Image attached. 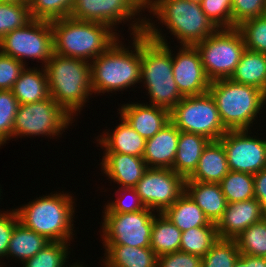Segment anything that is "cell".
<instances>
[{"label": "cell", "mask_w": 266, "mask_h": 267, "mask_svg": "<svg viewBox=\"0 0 266 267\" xmlns=\"http://www.w3.org/2000/svg\"><path fill=\"white\" fill-rule=\"evenodd\" d=\"M44 68L50 96L75 120L93 95L90 63L53 53Z\"/></svg>", "instance_id": "cell-4"}, {"label": "cell", "mask_w": 266, "mask_h": 267, "mask_svg": "<svg viewBox=\"0 0 266 267\" xmlns=\"http://www.w3.org/2000/svg\"><path fill=\"white\" fill-rule=\"evenodd\" d=\"M25 67L11 91L19 104L39 102L50 97L45 68Z\"/></svg>", "instance_id": "cell-25"}, {"label": "cell", "mask_w": 266, "mask_h": 267, "mask_svg": "<svg viewBox=\"0 0 266 267\" xmlns=\"http://www.w3.org/2000/svg\"><path fill=\"white\" fill-rule=\"evenodd\" d=\"M228 172L226 153L221 141H209L203 149L196 170L185 181L220 183Z\"/></svg>", "instance_id": "cell-22"}, {"label": "cell", "mask_w": 266, "mask_h": 267, "mask_svg": "<svg viewBox=\"0 0 266 267\" xmlns=\"http://www.w3.org/2000/svg\"><path fill=\"white\" fill-rule=\"evenodd\" d=\"M104 267H157L158 256L151 247L103 245Z\"/></svg>", "instance_id": "cell-24"}, {"label": "cell", "mask_w": 266, "mask_h": 267, "mask_svg": "<svg viewBox=\"0 0 266 267\" xmlns=\"http://www.w3.org/2000/svg\"><path fill=\"white\" fill-rule=\"evenodd\" d=\"M194 46L210 81L230 79L246 49L243 36L237 28L217 29Z\"/></svg>", "instance_id": "cell-7"}, {"label": "cell", "mask_w": 266, "mask_h": 267, "mask_svg": "<svg viewBox=\"0 0 266 267\" xmlns=\"http://www.w3.org/2000/svg\"><path fill=\"white\" fill-rule=\"evenodd\" d=\"M0 52L25 66L28 65L26 59H35L44 67L54 53L51 22L32 19L24 27L7 33L0 39Z\"/></svg>", "instance_id": "cell-11"}, {"label": "cell", "mask_w": 266, "mask_h": 267, "mask_svg": "<svg viewBox=\"0 0 266 267\" xmlns=\"http://www.w3.org/2000/svg\"><path fill=\"white\" fill-rule=\"evenodd\" d=\"M185 192L202 209L210 222L217 224L227 206L219 183L185 181Z\"/></svg>", "instance_id": "cell-23"}, {"label": "cell", "mask_w": 266, "mask_h": 267, "mask_svg": "<svg viewBox=\"0 0 266 267\" xmlns=\"http://www.w3.org/2000/svg\"><path fill=\"white\" fill-rule=\"evenodd\" d=\"M32 20L28 4L0 2V39Z\"/></svg>", "instance_id": "cell-38"}, {"label": "cell", "mask_w": 266, "mask_h": 267, "mask_svg": "<svg viewBox=\"0 0 266 267\" xmlns=\"http://www.w3.org/2000/svg\"><path fill=\"white\" fill-rule=\"evenodd\" d=\"M141 82L147 90L150 105L159 106L170 111L183 98L174 78L141 80Z\"/></svg>", "instance_id": "cell-33"}, {"label": "cell", "mask_w": 266, "mask_h": 267, "mask_svg": "<svg viewBox=\"0 0 266 267\" xmlns=\"http://www.w3.org/2000/svg\"><path fill=\"white\" fill-rule=\"evenodd\" d=\"M201 6L217 29L232 28V0H202Z\"/></svg>", "instance_id": "cell-42"}, {"label": "cell", "mask_w": 266, "mask_h": 267, "mask_svg": "<svg viewBox=\"0 0 266 267\" xmlns=\"http://www.w3.org/2000/svg\"><path fill=\"white\" fill-rule=\"evenodd\" d=\"M48 242L50 241L44 236L25 227L18 221L10 238L6 259L12 257L23 264L26 260L35 256Z\"/></svg>", "instance_id": "cell-29"}, {"label": "cell", "mask_w": 266, "mask_h": 267, "mask_svg": "<svg viewBox=\"0 0 266 267\" xmlns=\"http://www.w3.org/2000/svg\"><path fill=\"white\" fill-rule=\"evenodd\" d=\"M236 28L243 36L246 49L266 54V14L248 19Z\"/></svg>", "instance_id": "cell-39"}, {"label": "cell", "mask_w": 266, "mask_h": 267, "mask_svg": "<svg viewBox=\"0 0 266 267\" xmlns=\"http://www.w3.org/2000/svg\"><path fill=\"white\" fill-rule=\"evenodd\" d=\"M72 121L75 120L51 96L39 102L20 104L14 118L12 138L38 135L54 139L61 137L72 126Z\"/></svg>", "instance_id": "cell-9"}, {"label": "cell", "mask_w": 266, "mask_h": 267, "mask_svg": "<svg viewBox=\"0 0 266 267\" xmlns=\"http://www.w3.org/2000/svg\"><path fill=\"white\" fill-rule=\"evenodd\" d=\"M219 184L227 203L255 198L254 176L252 174L229 171Z\"/></svg>", "instance_id": "cell-32"}, {"label": "cell", "mask_w": 266, "mask_h": 267, "mask_svg": "<svg viewBox=\"0 0 266 267\" xmlns=\"http://www.w3.org/2000/svg\"><path fill=\"white\" fill-rule=\"evenodd\" d=\"M25 67L19 60L0 52V90H11Z\"/></svg>", "instance_id": "cell-44"}, {"label": "cell", "mask_w": 266, "mask_h": 267, "mask_svg": "<svg viewBox=\"0 0 266 267\" xmlns=\"http://www.w3.org/2000/svg\"><path fill=\"white\" fill-rule=\"evenodd\" d=\"M162 213L182 232L194 227L216 226L186 192Z\"/></svg>", "instance_id": "cell-27"}, {"label": "cell", "mask_w": 266, "mask_h": 267, "mask_svg": "<svg viewBox=\"0 0 266 267\" xmlns=\"http://www.w3.org/2000/svg\"><path fill=\"white\" fill-rule=\"evenodd\" d=\"M177 52L175 55L172 50V69L181 95L188 97L207 93L211 81L206 76L195 46L181 45Z\"/></svg>", "instance_id": "cell-16"}, {"label": "cell", "mask_w": 266, "mask_h": 267, "mask_svg": "<svg viewBox=\"0 0 266 267\" xmlns=\"http://www.w3.org/2000/svg\"><path fill=\"white\" fill-rule=\"evenodd\" d=\"M18 221L15 208L9 211H0V260L7 255L10 238Z\"/></svg>", "instance_id": "cell-46"}, {"label": "cell", "mask_w": 266, "mask_h": 267, "mask_svg": "<svg viewBox=\"0 0 266 267\" xmlns=\"http://www.w3.org/2000/svg\"><path fill=\"white\" fill-rule=\"evenodd\" d=\"M253 176L255 198L261 204L262 215L266 218V168L255 173Z\"/></svg>", "instance_id": "cell-47"}, {"label": "cell", "mask_w": 266, "mask_h": 267, "mask_svg": "<svg viewBox=\"0 0 266 267\" xmlns=\"http://www.w3.org/2000/svg\"><path fill=\"white\" fill-rule=\"evenodd\" d=\"M81 262H74L72 263V265H68L69 267H85V265L83 266V264H80ZM67 265L65 267H68Z\"/></svg>", "instance_id": "cell-51"}, {"label": "cell", "mask_w": 266, "mask_h": 267, "mask_svg": "<svg viewBox=\"0 0 266 267\" xmlns=\"http://www.w3.org/2000/svg\"><path fill=\"white\" fill-rule=\"evenodd\" d=\"M75 198L65 191L39 196L15 208L19 222L50 242H71L75 217Z\"/></svg>", "instance_id": "cell-2"}, {"label": "cell", "mask_w": 266, "mask_h": 267, "mask_svg": "<svg viewBox=\"0 0 266 267\" xmlns=\"http://www.w3.org/2000/svg\"><path fill=\"white\" fill-rule=\"evenodd\" d=\"M120 116L145 139L154 137L170 122L168 109L150 104L132 102L121 104Z\"/></svg>", "instance_id": "cell-17"}, {"label": "cell", "mask_w": 266, "mask_h": 267, "mask_svg": "<svg viewBox=\"0 0 266 267\" xmlns=\"http://www.w3.org/2000/svg\"><path fill=\"white\" fill-rule=\"evenodd\" d=\"M230 79L256 87L266 94V54L245 49Z\"/></svg>", "instance_id": "cell-28"}, {"label": "cell", "mask_w": 266, "mask_h": 267, "mask_svg": "<svg viewBox=\"0 0 266 267\" xmlns=\"http://www.w3.org/2000/svg\"><path fill=\"white\" fill-rule=\"evenodd\" d=\"M263 218L261 204L256 198L227 203L223 217L216 224L218 237L235 239L249 226Z\"/></svg>", "instance_id": "cell-18"}, {"label": "cell", "mask_w": 266, "mask_h": 267, "mask_svg": "<svg viewBox=\"0 0 266 267\" xmlns=\"http://www.w3.org/2000/svg\"><path fill=\"white\" fill-rule=\"evenodd\" d=\"M180 131L170 121L154 137L146 139L143 159L148 168L172 169Z\"/></svg>", "instance_id": "cell-20"}, {"label": "cell", "mask_w": 266, "mask_h": 267, "mask_svg": "<svg viewBox=\"0 0 266 267\" xmlns=\"http://www.w3.org/2000/svg\"><path fill=\"white\" fill-rule=\"evenodd\" d=\"M131 38L133 41L128 46L130 48L118 38L104 53L90 62L94 95L106 92L116 94V91L122 93L141 83V33Z\"/></svg>", "instance_id": "cell-1"}, {"label": "cell", "mask_w": 266, "mask_h": 267, "mask_svg": "<svg viewBox=\"0 0 266 267\" xmlns=\"http://www.w3.org/2000/svg\"><path fill=\"white\" fill-rule=\"evenodd\" d=\"M74 0H29L32 19L54 21L70 17Z\"/></svg>", "instance_id": "cell-37"}, {"label": "cell", "mask_w": 266, "mask_h": 267, "mask_svg": "<svg viewBox=\"0 0 266 267\" xmlns=\"http://www.w3.org/2000/svg\"><path fill=\"white\" fill-rule=\"evenodd\" d=\"M156 211L145 208L131 213H104L100 233L102 245L150 247Z\"/></svg>", "instance_id": "cell-12"}, {"label": "cell", "mask_w": 266, "mask_h": 267, "mask_svg": "<svg viewBox=\"0 0 266 267\" xmlns=\"http://www.w3.org/2000/svg\"><path fill=\"white\" fill-rule=\"evenodd\" d=\"M115 192L117 198L106 203L102 213H131L146 208L135 188H118Z\"/></svg>", "instance_id": "cell-41"}, {"label": "cell", "mask_w": 266, "mask_h": 267, "mask_svg": "<svg viewBox=\"0 0 266 267\" xmlns=\"http://www.w3.org/2000/svg\"><path fill=\"white\" fill-rule=\"evenodd\" d=\"M248 267H266V257L248 255Z\"/></svg>", "instance_id": "cell-48"}, {"label": "cell", "mask_w": 266, "mask_h": 267, "mask_svg": "<svg viewBox=\"0 0 266 267\" xmlns=\"http://www.w3.org/2000/svg\"><path fill=\"white\" fill-rule=\"evenodd\" d=\"M239 256L235 239L219 238L202 257V267H233Z\"/></svg>", "instance_id": "cell-36"}, {"label": "cell", "mask_w": 266, "mask_h": 267, "mask_svg": "<svg viewBox=\"0 0 266 267\" xmlns=\"http://www.w3.org/2000/svg\"><path fill=\"white\" fill-rule=\"evenodd\" d=\"M170 121L179 131L199 134L210 141L219 140L228 131L209 92L183 97L170 110Z\"/></svg>", "instance_id": "cell-10"}, {"label": "cell", "mask_w": 266, "mask_h": 267, "mask_svg": "<svg viewBox=\"0 0 266 267\" xmlns=\"http://www.w3.org/2000/svg\"><path fill=\"white\" fill-rule=\"evenodd\" d=\"M51 26L54 53L89 63L120 38L119 33L106 24L71 17L51 21Z\"/></svg>", "instance_id": "cell-3"}, {"label": "cell", "mask_w": 266, "mask_h": 267, "mask_svg": "<svg viewBox=\"0 0 266 267\" xmlns=\"http://www.w3.org/2000/svg\"><path fill=\"white\" fill-rule=\"evenodd\" d=\"M251 129L228 130L219 140L227 158L229 171L254 175L266 168V139L258 138Z\"/></svg>", "instance_id": "cell-13"}, {"label": "cell", "mask_w": 266, "mask_h": 267, "mask_svg": "<svg viewBox=\"0 0 266 267\" xmlns=\"http://www.w3.org/2000/svg\"><path fill=\"white\" fill-rule=\"evenodd\" d=\"M145 9L146 0H74L70 17L103 23L116 32L117 25H121L122 22L126 24L128 21L131 37L144 32L146 16L144 18L141 16ZM136 16L139 17L135 18Z\"/></svg>", "instance_id": "cell-8"}, {"label": "cell", "mask_w": 266, "mask_h": 267, "mask_svg": "<svg viewBox=\"0 0 266 267\" xmlns=\"http://www.w3.org/2000/svg\"><path fill=\"white\" fill-rule=\"evenodd\" d=\"M208 92L227 130L252 129L266 105V94L262 90L231 79L211 81Z\"/></svg>", "instance_id": "cell-5"}, {"label": "cell", "mask_w": 266, "mask_h": 267, "mask_svg": "<svg viewBox=\"0 0 266 267\" xmlns=\"http://www.w3.org/2000/svg\"><path fill=\"white\" fill-rule=\"evenodd\" d=\"M146 208L162 213L185 192V179L168 168H147L134 187Z\"/></svg>", "instance_id": "cell-14"}, {"label": "cell", "mask_w": 266, "mask_h": 267, "mask_svg": "<svg viewBox=\"0 0 266 267\" xmlns=\"http://www.w3.org/2000/svg\"><path fill=\"white\" fill-rule=\"evenodd\" d=\"M232 28L266 14V0H232Z\"/></svg>", "instance_id": "cell-43"}, {"label": "cell", "mask_w": 266, "mask_h": 267, "mask_svg": "<svg viewBox=\"0 0 266 267\" xmlns=\"http://www.w3.org/2000/svg\"><path fill=\"white\" fill-rule=\"evenodd\" d=\"M19 102L11 90H0V147L12 139Z\"/></svg>", "instance_id": "cell-40"}, {"label": "cell", "mask_w": 266, "mask_h": 267, "mask_svg": "<svg viewBox=\"0 0 266 267\" xmlns=\"http://www.w3.org/2000/svg\"><path fill=\"white\" fill-rule=\"evenodd\" d=\"M209 141L202 135L180 131L172 170L188 179L196 170L203 149Z\"/></svg>", "instance_id": "cell-26"}, {"label": "cell", "mask_w": 266, "mask_h": 267, "mask_svg": "<svg viewBox=\"0 0 266 267\" xmlns=\"http://www.w3.org/2000/svg\"><path fill=\"white\" fill-rule=\"evenodd\" d=\"M182 231L163 213L154 216L150 247L157 256L179 251Z\"/></svg>", "instance_id": "cell-30"}, {"label": "cell", "mask_w": 266, "mask_h": 267, "mask_svg": "<svg viewBox=\"0 0 266 267\" xmlns=\"http://www.w3.org/2000/svg\"><path fill=\"white\" fill-rule=\"evenodd\" d=\"M218 239L217 226L194 227L182 232L179 251L203 257Z\"/></svg>", "instance_id": "cell-31"}, {"label": "cell", "mask_w": 266, "mask_h": 267, "mask_svg": "<svg viewBox=\"0 0 266 267\" xmlns=\"http://www.w3.org/2000/svg\"><path fill=\"white\" fill-rule=\"evenodd\" d=\"M101 160V171L118 188H134L148 168L143 158L133 155L104 153Z\"/></svg>", "instance_id": "cell-19"}, {"label": "cell", "mask_w": 266, "mask_h": 267, "mask_svg": "<svg viewBox=\"0 0 266 267\" xmlns=\"http://www.w3.org/2000/svg\"><path fill=\"white\" fill-rule=\"evenodd\" d=\"M119 119L121 123L115 126L113 132L106 129L107 131L97 136L95 140L99 141L98 145L105 149L103 153H121L143 158L146 139L140 136L122 116Z\"/></svg>", "instance_id": "cell-21"}, {"label": "cell", "mask_w": 266, "mask_h": 267, "mask_svg": "<svg viewBox=\"0 0 266 267\" xmlns=\"http://www.w3.org/2000/svg\"><path fill=\"white\" fill-rule=\"evenodd\" d=\"M157 267H202V257L175 251L158 256Z\"/></svg>", "instance_id": "cell-45"}, {"label": "cell", "mask_w": 266, "mask_h": 267, "mask_svg": "<svg viewBox=\"0 0 266 267\" xmlns=\"http://www.w3.org/2000/svg\"><path fill=\"white\" fill-rule=\"evenodd\" d=\"M235 241L240 254L266 257V218L249 226Z\"/></svg>", "instance_id": "cell-34"}, {"label": "cell", "mask_w": 266, "mask_h": 267, "mask_svg": "<svg viewBox=\"0 0 266 267\" xmlns=\"http://www.w3.org/2000/svg\"><path fill=\"white\" fill-rule=\"evenodd\" d=\"M0 2H3V3H14V4H18V3L28 4L29 0H0Z\"/></svg>", "instance_id": "cell-50"}, {"label": "cell", "mask_w": 266, "mask_h": 267, "mask_svg": "<svg viewBox=\"0 0 266 267\" xmlns=\"http://www.w3.org/2000/svg\"><path fill=\"white\" fill-rule=\"evenodd\" d=\"M155 21L146 18L141 33V80H161L173 77L172 49Z\"/></svg>", "instance_id": "cell-15"}, {"label": "cell", "mask_w": 266, "mask_h": 267, "mask_svg": "<svg viewBox=\"0 0 266 267\" xmlns=\"http://www.w3.org/2000/svg\"><path fill=\"white\" fill-rule=\"evenodd\" d=\"M187 1L198 3V4H201V2H202V0H187Z\"/></svg>", "instance_id": "cell-52"}, {"label": "cell", "mask_w": 266, "mask_h": 267, "mask_svg": "<svg viewBox=\"0 0 266 267\" xmlns=\"http://www.w3.org/2000/svg\"><path fill=\"white\" fill-rule=\"evenodd\" d=\"M233 267H248V255L240 254Z\"/></svg>", "instance_id": "cell-49"}, {"label": "cell", "mask_w": 266, "mask_h": 267, "mask_svg": "<svg viewBox=\"0 0 266 267\" xmlns=\"http://www.w3.org/2000/svg\"><path fill=\"white\" fill-rule=\"evenodd\" d=\"M70 242H48L35 256L26 260L23 267H65L70 252Z\"/></svg>", "instance_id": "cell-35"}, {"label": "cell", "mask_w": 266, "mask_h": 267, "mask_svg": "<svg viewBox=\"0 0 266 267\" xmlns=\"http://www.w3.org/2000/svg\"><path fill=\"white\" fill-rule=\"evenodd\" d=\"M146 10L165 25L181 45L194 46L217 28L207 18L201 4L187 0H146Z\"/></svg>", "instance_id": "cell-6"}]
</instances>
